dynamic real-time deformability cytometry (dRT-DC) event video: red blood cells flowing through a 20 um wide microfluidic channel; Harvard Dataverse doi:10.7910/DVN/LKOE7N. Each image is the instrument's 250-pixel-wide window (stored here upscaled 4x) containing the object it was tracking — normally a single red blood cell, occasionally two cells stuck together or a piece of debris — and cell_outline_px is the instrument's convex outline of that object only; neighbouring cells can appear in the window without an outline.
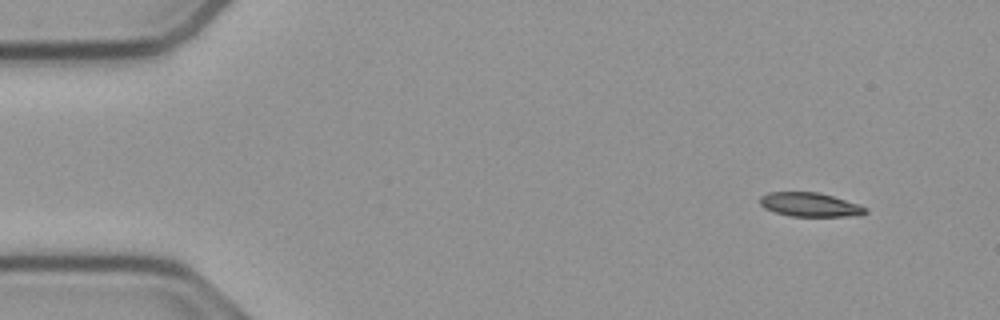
{"species": "common noctule bat (a hibernating species)", "species_latin": "Nyctalus noctula", "temperature_condition": "cold", "stored_images_in_passage": 8, "camera_frame_rate_fps": 3000, "um_per_image_px": 0.085, "animal": {"sex": "male", "body_mass_g": 23.1, "forearm_length_mm": 52.7}, "frame": {"image": 1, "passage_image": 1, "time_ms": 0.0, "image_size_px": [1000, 320], "cell_outline_px": [[868, 212], [860, 216], [788, 216], [764, 208], [760, 204], [760, 196], [768, 192], [820, 192], [868, 208]], "centroid_in_image_um": [68.84, 17.4], "position_along_channel_um": 16.2, "area_um2": 14.74}}